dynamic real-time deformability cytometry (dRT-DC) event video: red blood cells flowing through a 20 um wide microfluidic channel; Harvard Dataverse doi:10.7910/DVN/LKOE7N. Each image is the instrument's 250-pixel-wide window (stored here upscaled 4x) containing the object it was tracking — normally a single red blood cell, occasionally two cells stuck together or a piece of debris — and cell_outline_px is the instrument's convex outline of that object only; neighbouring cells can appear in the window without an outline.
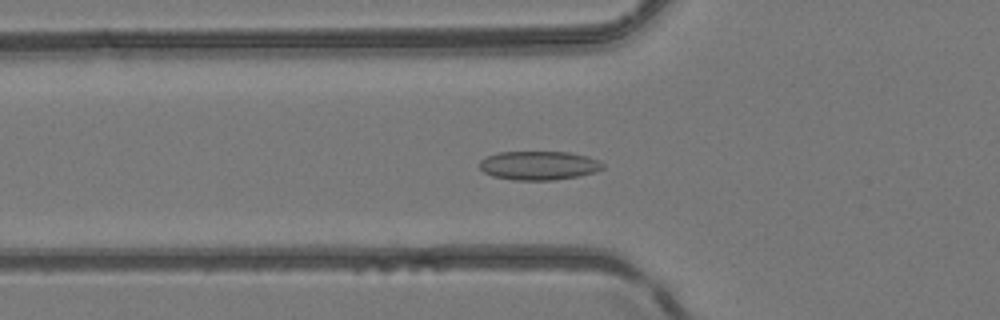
{"species": "common noctule bat (a hibernating species)", "species_latin": "Nyctalus noctula", "temperature_condition": "room temperature", "stored_images_in_passage": 36, "camera_frame_rate_fps": 3000, "um_per_image_px": 0.085, "animal": {"sex": "female", "body_mass_g": 24.6, "forearm_length_mm": 56.2}, "frame": {"image": 1, "passage_image": 4, "time_ms": 1.0, "image_size_px": [1000, 320], "cell_outline_px": [[604, 168], [596, 172], [580, 176], [552, 180], [512, 180], [492, 176], [484, 172], [480, 168], [480, 160], [488, 156], [500, 152], [568, 152], [588, 156], [600, 160], [604, 164]], "centroid_in_image_um": [45.84, 14.07], "position_along_channel_um": 80.0, "area_um2": 20.87}}
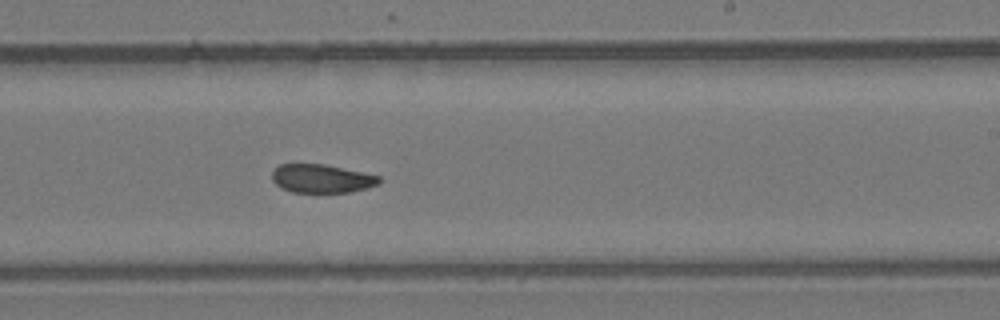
{"frame": {"image": 2, "passage_image": 17, "time_ms": 5.333, "image_size_px": [1000, 320], "cell_outline_px": [[380, 184], [368, 188], [348, 192], [292, 192], [280, 188], [272, 180], [272, 172], [280, 164], [324, 164], [380, 176]], "centroid_in_image_um": [27.33, 15.18], "position_along_channel_um": 261.7, "area_um2": 17.74}}
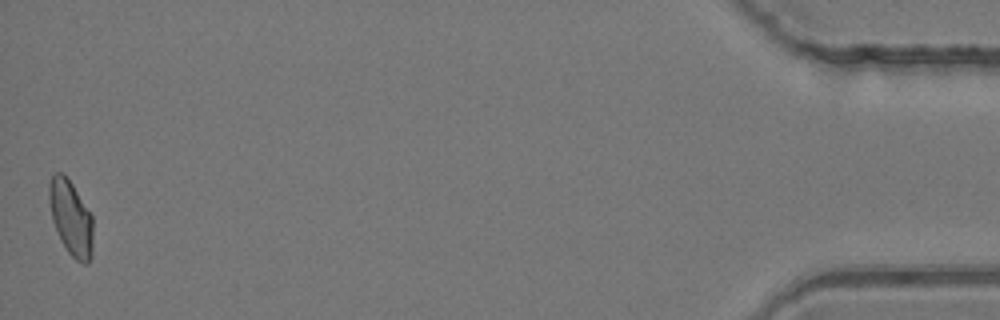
{"frame": {"image": 3, "passage_image": 36, "time_ms": 11.667, "image_size_px": [1000, 320], "cell_outline_px": [[92, 256], [88, 264], [84, 264], [76, 260], [68, 252], [60, 240], [52, 220], [48, 200], [48, 188], [52, 176], [56, 172], [64, 172], [72, 184], [92, 216]], "centroid_in_image_um": [6.01, 18.53], "position_along_channel_um": 429.2, "area_um2": 19.25}, "authors_computed_cell_mechanics": {"area_um2": 19.0451, "velocity_mm_per_s": 4.1755, "shape_relaxation_time_tau1_ms": null, "shape_relaxation_time_tau2_ms": 2.3776, "deformation_change_tau1": null, "deformation_change_tau2": 0.0655}}